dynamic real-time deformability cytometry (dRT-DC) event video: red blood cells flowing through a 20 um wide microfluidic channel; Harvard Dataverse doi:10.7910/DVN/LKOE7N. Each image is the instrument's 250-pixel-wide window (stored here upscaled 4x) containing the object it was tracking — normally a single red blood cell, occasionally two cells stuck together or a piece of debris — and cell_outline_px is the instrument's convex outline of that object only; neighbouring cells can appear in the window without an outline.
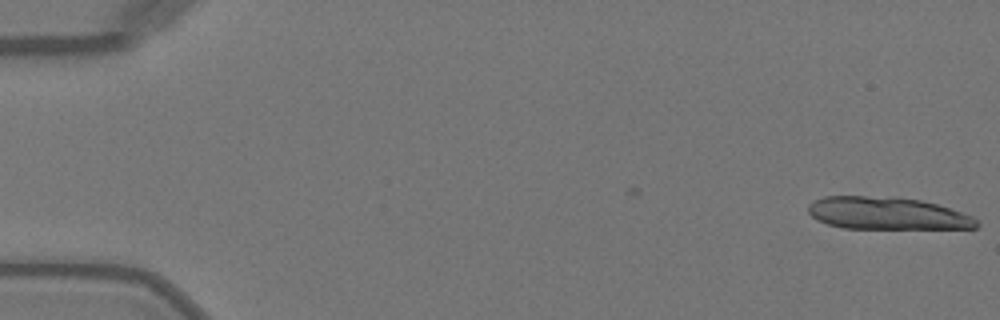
{"species": "Egyptian fruit bat (a non-hibernating species)", "species_latin": "Rousettus aegyptiacus", "temperature_condition": "warm", "stored_images_in_passage": 3, "camera_frame_rate_fps": 3000, "um_per_image_px": 0.085, "animal": {"sex": "female"}, "frame": {"image": 1, "passage_image": 3, "time_ms": 0.667, "image_size_px": [1000, 320], "cell_outline_px": [[980, 224], [976, 228], [844, 228], [828, 224], [816, 220], [808, 212], [808, 204], [812, 200], [824, 196], [864, 196], [920, 200], [936, 204], [972, 216]], "centroid_in_image_um": [75.34, 18.14], "position_along_channel_um": 9.7, "area_um2": 31.39}}